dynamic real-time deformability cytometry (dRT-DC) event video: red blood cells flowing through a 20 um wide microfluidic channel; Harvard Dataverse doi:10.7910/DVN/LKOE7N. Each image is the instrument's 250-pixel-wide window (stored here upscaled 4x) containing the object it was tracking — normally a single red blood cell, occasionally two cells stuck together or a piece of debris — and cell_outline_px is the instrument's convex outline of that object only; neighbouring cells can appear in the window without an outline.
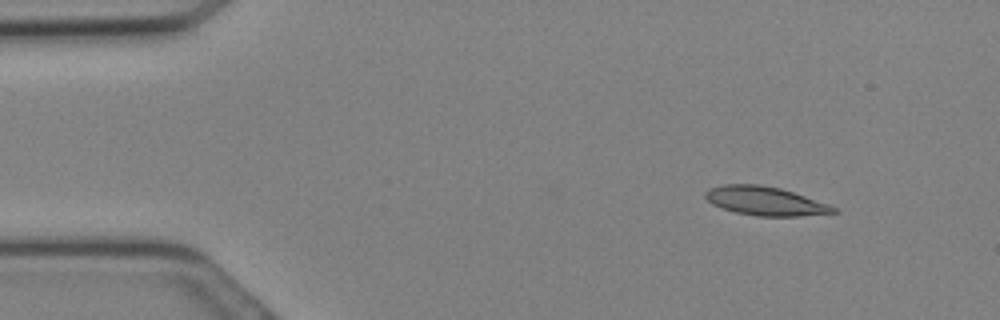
{"species": "Egyptian fruit bat (a non-hibernating species)", "species_latin": "Rousettus aegyptiacus", "temperature_condition": "cold", "stored_images_in_passage": 27, "camera_frame_rate_fps": 3000, "um_per_image_px": 0.085, "animal": {"sex": "female"}, "frame": {"image": 1, "passage_image": 1, "time_ms": 0.0, "image_size_px": [1000, 320], "cell_outline_px": [[840, 212], [800, 216], [756, 216], [736, 212], [712, 204], [704, 196], [704, 192], [708, 188], [724, 184], [756, 184], [780, 188], [828, 204], [836, 208]], "centroid_in_image_um": [65.02, 17.08], "position_along_channel_um": 20.0, "area_um2": 21.33}}
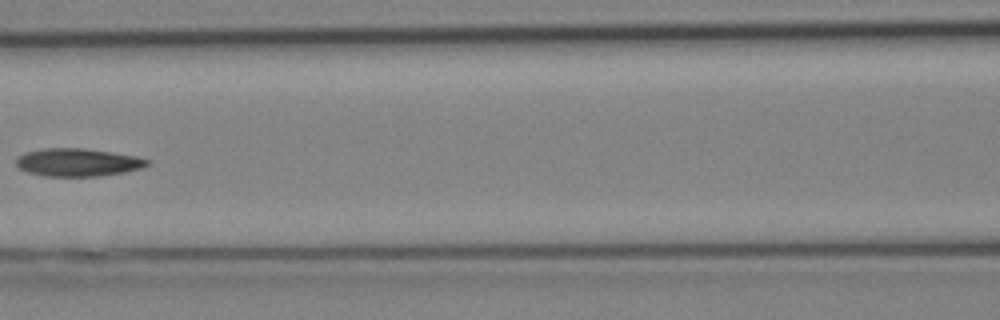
{"frame": {"image": 2, "passage_image": 11, "time_ms": 3.333, "image_size_px": [1000, 320], "cell_outline_px": [[152, 160], [148, 164], [140, 168], [124, 172], [100, 176], [44, 176], [28, 172], [20, 168], [16, 164], [16, 160], [24, 152], [44, 148], [84, 148], [112, 152], [136, 156]], "centroid_in_image_um": [6.62, 13.79], "position_along_channel_um": 160.0, "area_um2": 21.27}}
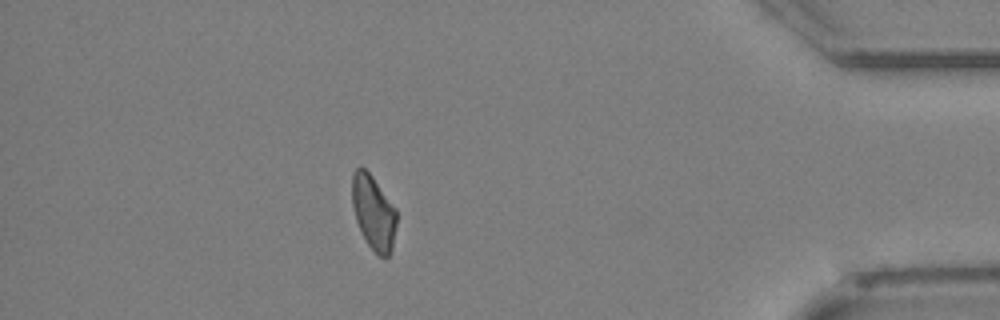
{"frame": {"image": 3, "passage_image": 24, "time_ms": 7.667, "image_size_px": [1000, 320], "cell_outline_px": [[396, 224], [392, 248], [388, 256], [376, 256], [368, 244], [356, 220], [352, 204], [352, 172], [356, 168], [364, 168], [372, 176], [396, 208]], "centroid_in_image_um": [31.74, 18.06], "position_along_channel_um": 403.5, "area_um2": 19.13}}